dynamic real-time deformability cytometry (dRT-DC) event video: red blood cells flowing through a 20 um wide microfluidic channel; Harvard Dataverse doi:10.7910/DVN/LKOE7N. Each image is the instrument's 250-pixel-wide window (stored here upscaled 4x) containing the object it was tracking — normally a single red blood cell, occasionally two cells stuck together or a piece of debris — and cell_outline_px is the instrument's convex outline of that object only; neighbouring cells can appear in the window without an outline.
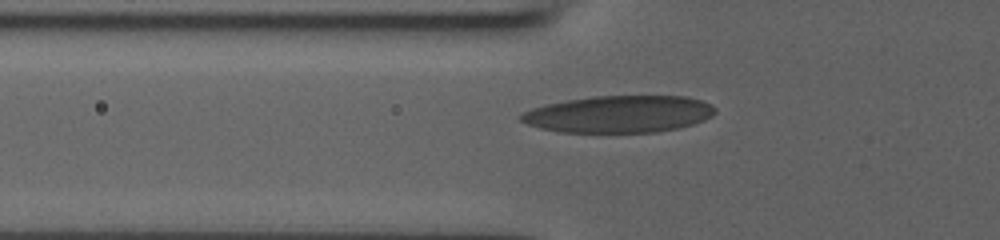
{"species": "human", "species_latin": "Homo sapiens", "temperature_condition": "room temperature", "stored_images_in_passage": 41, "camera_frame_rate_fps": 3000, "um_per_image_px": 0.085, "donor": {"sex": "male"}, "frame": {"image": 1, "passage_image": 9, "time_ms": 2.667, "image_size_px": [1000, 240], "cell_outline_px": [[716, 112], [712, 116], [704, 120], [692, 124], [676, 128], [656, 132], [560, 132], [540, 128], [528, 124], [520, 120], [520, 116], [524, 112], [532, 108], [548, 104], [568, 100], [592, 96], [684, 96], [700, 100], [712, 104], [716, 108]], "centroid_in_image_um": [52.64, 9.7], "position_along_channel_um": 73.2, "area_um2": 41.67}}
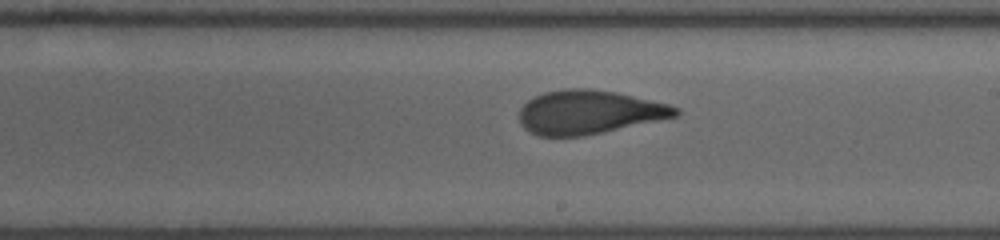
{"frame": {"image": 2, "passage_image": 21, "time_ms": 6.667, "image_size_px": [1000, 240], "cell_outline_px": [[680, 112], [676, 116], [584, 136], [536, 136], [528, 132], [520, 124], [520, 108], [528, 100], [544, 92], [564, 88], [592, 88], [616, 92], [668, 104], [680, 108]], "centroid_in_image_um": [50.02, 9.53], "position_along_channel_um": 239.0, "area_um2": 39.82}}
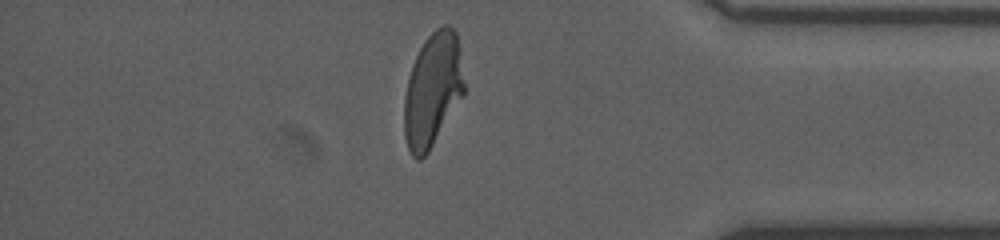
{"frame": {"image": 3, "passage_image": 34, "time_ms": 11.0, "image_size_px": [1000, 240], "cell_outline_px": [[464, 96], [428, 152], [420, 160], [416, 160], [412, 156], [408, 148], [404, 136], [404, 96], [412, 64], [424, 40], [436, 28], [444, 24], [448, 24], [456, 32], [464, 84]], "centroid_in_image_um": [36.76, 7.67], "position_along_channel_um": 398.4, "area_um2": 39.71}}